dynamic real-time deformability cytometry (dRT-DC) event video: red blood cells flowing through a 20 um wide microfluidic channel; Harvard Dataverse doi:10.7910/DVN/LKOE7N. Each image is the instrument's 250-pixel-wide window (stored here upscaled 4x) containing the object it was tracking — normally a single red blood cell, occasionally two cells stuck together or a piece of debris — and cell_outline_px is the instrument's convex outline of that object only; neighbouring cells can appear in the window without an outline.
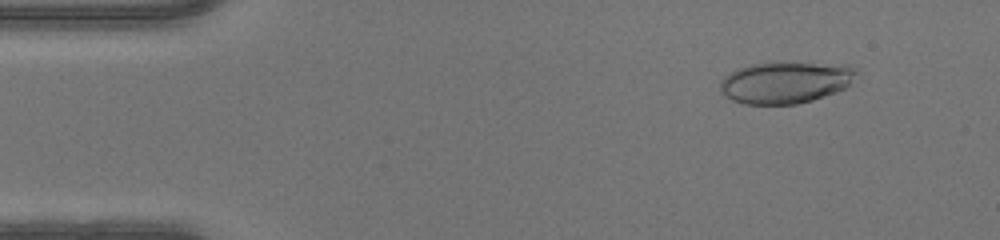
{"species": "human", "species_latin": "Homo sapiens", "temperature_condition": "warm", "stored_images_in_passage": 47, "camera_frame_rate_fps": 3000, "um_per_image_px": 0.085, "donor": {"sex": "male"}, "frame": {"image": 1, "passage_image": 5, "time_ms": 1.333, "image_size_px": [1000, 240], "cell_outline_px": [[860, 76], [844, 88], [836, 92], [812, 100], [796, 104], [744, 104], [732, 100], [724, 96], [720, 92], [720, 80], [724, 76], [736, 68], [752, 64], [852, 64], [856, 68]], "centroid_in_image_um": [66.79, 7.02], "position_along_channel_um": 18.2, "area_um2": 33.06}}
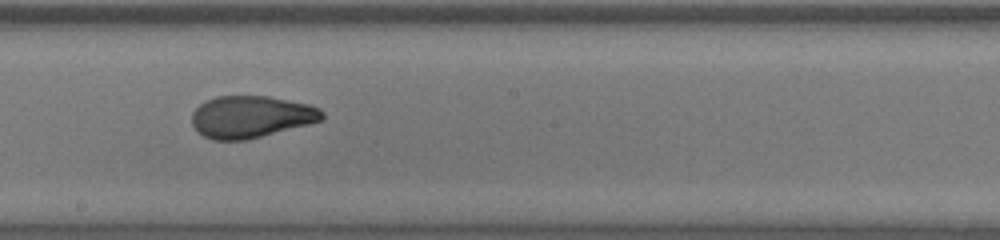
{"frame": {"image": 2, "passage_image": 26, "time_ms": 8.333, "image_size_px": [1000, 240], "cell_outline_px": [[324, 120], [244, 140], [212, 140], [196, 132], [192, 124], [192, 112], [200, 104], [216, 96], [268, 96], [308, 104], [320, 108], [324, 112]], "centroid_in_image_um": [21.32, 9.92], "position_along_channel_um": 226.9, "area_um2": 31.79}}
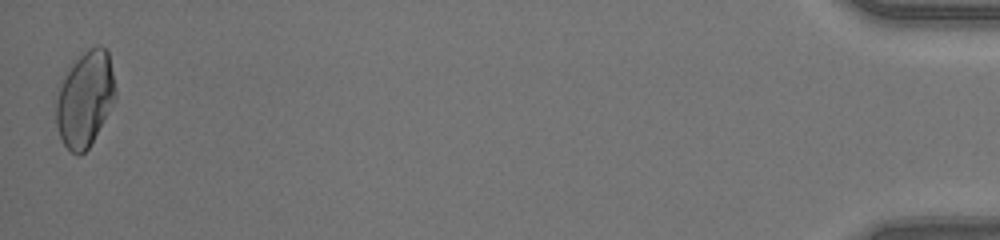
{"frame": {"image": 3, "passage_image": 47, "time_ms": 15.333, "image_size_px": [1000, 240], "cell_outline_px": [[116, 100], [88, 148], [80, 156], [76, 156], [64, 144], [60, 136], [56, 124], [56, 100], [60, 84], [68, 68], [88, 48], [100, 44], [108, 52], [116, 88]], "centroid_in_image_um": [7.24, 8.41], "position_along_channel_um": 428.0, "area_um2": 32.95}}